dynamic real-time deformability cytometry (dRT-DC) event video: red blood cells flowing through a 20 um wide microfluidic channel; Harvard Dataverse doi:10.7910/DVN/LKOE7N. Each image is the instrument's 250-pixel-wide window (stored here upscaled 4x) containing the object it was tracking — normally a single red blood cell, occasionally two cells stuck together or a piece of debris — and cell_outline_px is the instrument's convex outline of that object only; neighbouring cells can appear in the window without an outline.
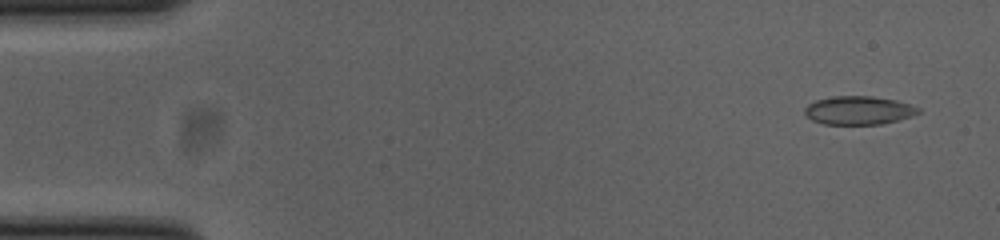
{"species": "common noctule bat (a hibernating species)", "species_latin": "Nyctalus noctula", "temperature_condition": "cold", "stored_images_in_passage": 52, "camera_frame_rate_fps": 3000, "um_per_image_px": 0.085, "animal": {"sex": "female", "body_mass_g": 23.0, "forearm_length_mm": 53.4}, "frame": {"image": 1, "passage_image": 3, "time_ms": 0.667, "image_size_px": [1000, 240], "cell_outline_px": [[920, 112], [912, 116], [880, 124], [824, 124], [812, 120], [804, 112], [804, 108], [808, 104], [816, 100], [832, 96], [872, 96], [896, 100], [912, 104], [920, 108]], "centroid_in_image_um": [72.99, 9.37], "position_along_channel_um": 12.0, "area_um2": 18.84}}
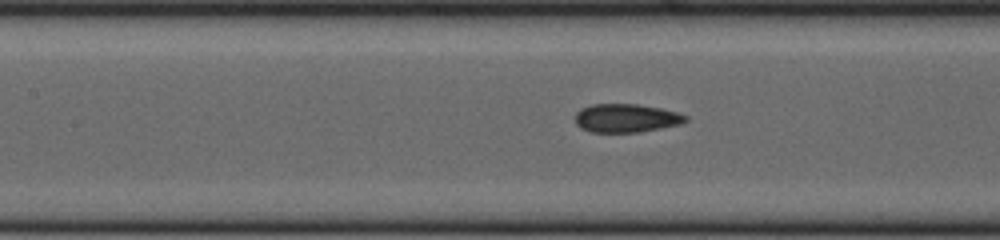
{"frame": {"image": 2, "passage_image": 23, "time_ms": 7.333, "image_size_px": [1000, 240], "cell_outline_px": [[688, 120], [680, 124], [640, 132], [592, 132], [580, 128], [576, 124], [576, 112], [580, 108], [592, 104], [636, 104], [660, 108], [676, 112], [688, 116]], "centroid_in_image_um": [53.2, 10.04], "position_along_channel_um": 154.2, "area_um2": 18.32}}
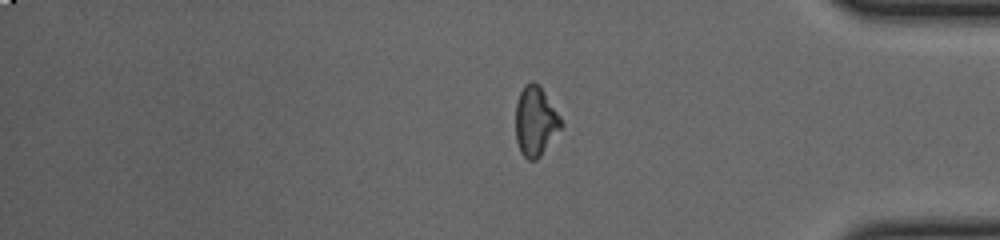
{"frame": {"image": 3, "passage_image": 43, "time_ms": 14.0, "image_size_px": [1000, 240], "cell_outline_px": [[564, 124], [540, 156], [536, 160], [528, 160], [520, 152], [516, 140], [516, 104], [520, 92], [524, 84], [532, 80], [540, 84], [560, 116]], "centroid_in_image_um": [45.51, 10.27], "position_along_channel_um": 389.7, "area_um2": 18.55}, "authors_computed_cell_mechanics": {"area_um2": 18.4382, "velocity_mm_per_s": 3.8767, "shape_relaxation_time_tau1_ms": null, "shape_relaxation_time_tau2_ms": 3.2158, "deformation_change_tau1": null, "deformation_change_tau2": 0.0827}}